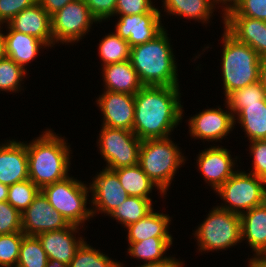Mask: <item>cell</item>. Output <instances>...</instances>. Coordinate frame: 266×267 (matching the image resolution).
Here are the masks:
<instances>
[{"label":"cell","mask_w":266,"mask_h":267,"mask_svg":"<svg viewBox=\"0 0 266 267\" xmlns=\"http://www.w3.org/2000/svg\"><path fill=\"white\" fill-rule=\"evenodd\" d=\"M179 89L172 86H143L135 94L132 131L140 140L170 137L183 118Z\"/></svg>","instance_id":"cell-1"},{"label":"cell","mask_w":266,"mask_h":267,"mask_svg":"<svg viewBox=\"0 0 266 267\" xmlns=\"http://www.w3.org/2000/svg\"><path fill=\"white\" fill-rule=\"evenodd\" d=\"M166 31L131 47L129 60L144 86L179 87L177 64Z\"/></svg>","instance_id":"cell-2"},{"label":"cell","mask_w":266,"mask_h":267,"mask_svg":"<svg viewBox=\"0 0 266 267\" xmlns=\"http://www.w3.org/2000/svg\"><path fill=\"white\" fill-rule=\"evenodd\" d=\"M67 144L49 129L27 143L29 179L40 190L69 176L71 148Z\"/></svg>","instance_id":"cell-3"},{"label":"cell","mask_w":266,"mask_h":267,"mask_svg":"<svg viewBox=\"0 0 266 267\" xmlns=\"http://www.w3.org/2000/svg\"><path fill=\"white\" fill-rule=\"evenodd\" d=\"M222 37L221 64L226 98L234 90L259 81L261 58L255 50L238 41L225 28Z\"/></svg>","instance_id":"cell-4"},{"label":"cell","mask_w":266,"mask_h":267,"mask_svg":"<svg viewBox=\"0 0 266 267\" xmlns=\"http://www.w3.org/2000/svg\"><path fill=\"white\" fill-rule=\"evenodd\" d=\"M184 161L182 152L169 137L142 140L138 165L164 194Z\"/></svg>","instance_id":"cell-5"},{"label":"cell","mask_w":266,"mask_h":267,"mask_svg":"<svg viewBox=\"0 0 266 267\" xmlns=\"http://www.w3.org/2000/svg\"><path fill=\"white\" fill-rule=\"evenodd\" d=\"M72 177L44 186L41 191L49 203L68 221L69 224L83 226L93 217L91 208H87L90 188ZM89 190V191H88Z\"/></svg>","instance_id":"cell-6"},{"label":"cell","mask_w":266,"mask_h":267,"mask_svg":"<svg viewBox=\"0 0 266 267\" xmlns=\"http://www.w3.org/2000/svg\"><path fill=\"white\" fill-rule=\"evenodd\" d=\"M194 234L199 252L226 250L242 241L240 214L213 207Z\"/></svg>","instance_id":"cell-7"},{"label":"cell","mask_w":266,"mask_h":267,"mask_svg":"<svg viewBox=\"0 0 266 267\" xmlns=\"http://www.w3.org/2000/svg\"><path fill=\"white\" fill-rule=\"evenodd\" d=\"M222 205L221 209L236 214L252 209L265 203V180L245 171H237L217 190ZM229 203V204H228Z\"/></svg>","instance_id":"cell-8"},{"label":"cell","mask_w":266,"mask_h":267,"mask_svg":"<svg viewBox=\"0 0 266 267\" xmlns=\"http://www.w3.org/2000/svg\"><path fill=\"white\" fill-rule=\"evenodd\" d=\"M100 133L97 144L107 162L106 169L115 170L138 164L142 140L133 131L102 125Z\"/></svg>","instance_id":"cell-9"},{"label":"cell","mask_w":266,"mask_h":267,"mask_svg":"<svg viewBox=\"0 0 266 267\" xmlns=\"http://www.w3.org/2000/svg\"><path fill=\"white\" fill-rule=\"evenodd\" d=\"M93 22L98 23L83 0L68 3L51 16L53 45L59 41L62 44L78 42L90 31Z\"/></svg>","instance_id":"cell-10"},{"label":"cell","mask_w":266,"mask_h":267,"mask_svg":"<svg viewBox=\"0 0 266 267\" xmlns=\"http://www.w3.org/2000/svg\"><path fill=\"white\" fill-rule=\"evenodd\" d=\"M21 216L22 232L27 236H37L42 232L60 230L70 225L62 214L53 208L41 190Z\"/></svg>","instance_id":"cell-11"},{"label":"cell","mask_w":266,"mask_h":267,"mask_svg":"<svg viewBox=\"0 0 266 267\" xmlns=\"http://www.w3.org/2000/svg\"><path fill=\"white\" fill-rule=\"evenodd\" d=\"M92 193V214L96 212L110 215L129 195L122 187L117 174L113 170L104 168L93 177L89 186ZM95 207V208H94ZM94 208V209H93Z\"/></svg>","instance_id":"cell-12"},{"label":"cell","mask_w":266,"mask_h":267,"mask_svg":"<svg viewBox=\"0 0 266 267\" xmlns=\"http://www.w3.org/2000/svg\"><path fill=\"white\" fill-rule=\"evenodd\" d=\"M161 22V12L157 8L147 14L123 15L116 23L115 33L133 47L158 35L164 29Z\"/></svg>","instance_id":"cell-13"},{"label":"cell","mask_w":266,"mask_h":267,"mask_svg":"<svg viewBox=\"0 0 266 267\" xmlns=\"http://www.w3.org/2000/svg\"><path fill=\"white\" fill-rule=\"evenodd\" d=\"M225 111L218 107L206 109L199 112L193 117H190L188 125L190 136L195 139L206 141H220L227 136L235 126L234 117L230 108Z\"/></svg>","instance_id":"cell-14"},{"label":"cell","mask_w":266,"mask_h":267,"mask_svg":"<svg viewBox=\"0 0 266 267\" xmlns=\"http://www.w3.org/2000/svg\"><path fill=\"white\" fill-rule=\"evenodd\" d=\"M103 116L102 125L132 131L135 111V95L104 91L97 99Z\"/></svg>","instance_id":"cell-15"},{"label":"cell","mask_w":266,"mask_h":267,"mask_svg":"<svg viewBox=\"0 0 266 267\" xmlns=\"http://www.w3.org/2000/svg\"><path fill=\"white\" fill-rule=\"evenodd\" d=\"M77 230H80L79 226L70 224L66 228L37 235L49 261L64 263L67 266L70 264L77 249L84 242L82 237H74Z\"/></svg>","instance_id":"cell-16"},{"label":"cell","mask_w":266,"mask_h":267,"mask_svg":"<svg viewBox=\"0 0 266 267\" xmlns=\"http://www.w3.org/2000/svg\"><path fill=\"white\" fill-rule=\"evenodd\" d=\"M197 157L198 168L214 191L236 172L233 168L237 160L231 157L230 151L226 148L211 146L200 152Z\"/></svg>","instance_id":"cell-17"},{"label":"cell","mask_w":266,"mask_h":267,"mask_svg":"<svg viewBox=\"0 0 266 267\" xmlns=\"http://www.w3.org/2000/svg\"><path fill=\"white\" fill-rule=\"evenodd\" d=\"M29 179L27 143L7 140L0 146V182L11 186Z\"/></svg>","instance_id":"cell-18"},{"label":"cell","mask_w":266,"mask_h":267,"mask_svg":"<svg viewBox=\"0 0 266 267\" xmlns=\"http://www.w3.org/2000/svg\"><path fill=\"white\" fill-rule=\"evenodd\" d=\"M8 25L14 31L34 36L42 40L48 47H53L51 16L38 1L14 16Z\"/></svg>","instance_id":"cell-19"},{"label":"cell","mask_w":266,"mask_h":267,"mask_svg":"<svg viewBox=\"0 0 266 267\" xmlns=\"http://www.w3.org/2000/svg\"><path fill=\"white\" fill-rule=\"evenodd\" d=\"M225 29L238 41L249 45L260 58L266 57V21L249 17H223Z\"/></svg>","instance_id":"cell-20"},{"label":"cell","mask_w":266,"mask_h":267,"mask_svg":"<svg viewBox=\"0 0 266 267\" xmlns=\"http://www.w3.org/2000/svg\"><path fill=\"white\" fill-rule=\"evenodd\" d=\"M105 91L135 95L144 85L130 60L102 66Z\"/></svg>","instance_id":"cell-21"},{"label":"cell","mask_w":266,"mask_h":267,"mask_svg":"<svg viewBox=\"0 0 266 267\" xmlns=\"http://www.w3.org/2000/svg\"><path fill=\"white\" fill-rule=\"evenodd\" d=\"M240 222L241 239L248 241L254 255H262L266 251V202L243 212Z\"/></svg>","instance_id":"cell-22"},{"label":"cell","mask_w":266,"mask_h":267,"mask_svg":"<svg viewBox=\"0 0 266 267\" xmlns=\"http://www.w3.org/2000/svg\"><path fill=\"white\" fill-rule=\"evenodd\" d=\"M7 27L8 31L4 34L6 57L27 71L25 66L38 56L39 50L43 46L45 48L47 45L34 36L14 31L9 25Z\"/></svg>","instance_id":"cell-23"},{"label":"cell","mask_w":266,"mask_h":267,"mask_svg":"<svg viewBox=\"0 0 266 267\" xmlns=\"http://www.w3.org/2000/svg\"><path fill=\"white\" fill-rule=\"evenodd\" d=\"M170 221V216L151 210L144 218L126 227L128 242H139L150 237H172L168 232Z\"/></svg>","instance_id":"cell-24"},{"label":"cell","mask_w":266,"mask_h":267,"mask_svg":"<svg viewBox=\"0 0 266 267\" xmlns=\"http://www.w3.org/2000/svg\"><path fill=\"white\" fill-rule=\"evenodd\" d=\"M164 10L169 15L184 16L185 18L207 22L212 16L215 4L220 0H163Z\"/></svg>","instance_id":"cell-25"},{"label":"cell","mask_w":266,"mask_h":267,"mask_svg":"<svg viewBox=\"0 0 266 267\" xmlns=\"http://www.w3.org/2000/svg\"><path fill=\"white\" fill-rule=\"evenodd\" d=\"M113 171L117 174L122 187L129 196L151 199L149 194L155 186V188L160 191L161 196L163 195V197H165V194L147 176L138 164L135 166L122 167Z\"/></svg>","instance_id":"cell-26"},{"label":"cell","mask_w":266,"mask_h":267,"mask_svg":"<svg viewBox=\"0 0 266 267\" xmlns=\"http://www.w3.org/2000/svg\"><path fill=\"white\" fill-rule=\"evenodd\" d=\"M237 123L241 124L249 141L266 139V101L265 103L244 104L237 115Z\"/></svg>","instance_id":"cell-27"},{"label":"cell","mask_w":266,"mask_h":267,"mask_svg":"<svg viewBox=\"0 0 266 267\" xmlns=\"http://www.w3.org/2000/svg\"><path fill=\"white\" fill-rule=\"evenodd\" d=\"M172 237H150L139 242H128V253L131 257L147 262H156L163 260H177L175 258L163 255L167 249L172 246Z\"/></svg>","instance_id":"cell-28"},{"label":"cell","mask_w":266,"mask_h":267,"mask_svg":"<svg viewBox=\"0 0 266 267\" xmlns=\"http://www.w3.org/2000/svg\"><path fill=\"white\" fill-rule=\"evenodd\" d=\"M152 208V199L129 196L109 216L127 227L144 218Z\"/></svg>","instance_id":"cell-29"},{"label":"cell","mask_w":266,"mask_h":267,"mask_svg":"<svg viewBox=\"0 0 266 267\" xmlns=\"http://www.w3.org/2000/svg\"><path fill=\"white\" fill-rule=\"evenodd\" d=\"M99 56L103 61L102 66L129 60L131 47L115 32L105 35L99 43Z\"/></svg>","instance_id":"cell-30"},{"label":"cell","mask_w":266,"mask_h":267,"mask_svg":"<svg viewBox=\"0 0 266 267\" xmlns=\"http://www.w3.org/2000/svg\"><path fill=\"white\" fill-rule=\"evenodd\" d=\"M225 101L235 118V114L237 115L244 109V104L265 103L266 91L261 82L257 81L244 88L234 90L226 97Z\"/></svg>","instance_id":"cell-31"},{"label":"cell","mask_w":266,"mask_h":267,"mask_svg":"<svg viewBox=\"0 0 266 267\" xmlns=\"http://www.w3.org/2000/svg\"><path fill=\"white\" fill-rule=\"evenodd\" d=\"M48 257L37 236L25 235L16 267H46Z\"/></svg>","instance_id":"cell-32"},{"label":"cell","mask_w":266,"mask_h":267,"mask_svg":"<svg viewBox=\"0 0 266 267\" xmlns=\"http://www.w3.org/2000/svg\"><path fill=\"white\" fill-rule=\"evenodd\" d=\"M68 267H123L122 263L109 258L84 241L77 249Z\"/></svg>","instance_id":"cell-33"},{"label":"cell","mask_w":266,"mask_h":267,"mask_svg":"<svg viewBox=\"0 0 266 267\" xmlns=\"http://www.w3.org/2000/svg\"><path fill=\"white\" fill-rule=\"evenodd\" d=\"M222 11L223 17H249L266 21V0H230Z\"/></svg>","instance_id":"cell-34"},{"label":"cell","mask_w":266,"mask_h":267,"mask_svg":"<svg viewBox=\"0 0 266 267\" xmlns=\"http://www.w3.org/2000/svg\"><path fill=\"white\" fill-rule=\"evenodd\" d=\"M39 192L40 189L30 179H26L9 186L7 202L23 213Z\"/></svg>","instance_id":"cell-35"},{"label":"cell","mask_w":266,"mask_h":267,"mask_svg":"<svg viewBox=\"0 0 266 267\" xmlns=\"http://www.w3.org/2000/svg\"><path fill=\"white\" fill-rule=\"evenodd\" d=\"M26 70L8 57L0 60V90L17 92L21 90V82ZM19 89V90H18Z\"/></svg>","instance_id":"cell-36"},{"label":"cell","mask_w":266,"mask_h":267,"mask_svg":"<svg viewBox=\"0 0 266 267\" xmlns=\"http://www.w3.org/2000/svg\"><path fill=\"white\" fill-rule=\"evenodd\" d=\"M24 236L23 232L0 235V267H16Z\"/></svg>","instance_id":"cell-37"},{"label":"cell","mask_w":266,"mask_h":267,"mask_svg":"<svg viewBox=\"0 0 266 267\" xmlns=\"http://www.w3.org/2000/svg\"><path fill=\"white\" fill-rule=\"evenodd\" d=\"M22 232V216L7 201L0 202V235Z\"/></svg>","instance_id":"cell-38"},{"label":"cell","mask_w":266,"mask_h":267,"mask_svg":"<svg viewBox=\"0 0 266 267\" xmlns=\"http://www.w3.org/2000/svg\"><path fill=\"white\" fill-rule=\"evenodd\" d=\"M253 169L250 174L266 180V139L250 141Z\"/></svg>","instance_id":"cell-39"},{"label":"cell","mask_w":266,"mask_h":267,"mask_svg":"<svg viewBox=\"0 0 266 267\" xmlns=\"http://www.w3.org/2000/svg\"><path fill=\"white\" fill-rule=\"evenodd\" d=\"M154 8L151 0H117L115 15L147 14Z\"/></svg>","instance_id":"cell-40"},{"label":"cell","mask_w":266,"mask_h":267,"mask_svg":"<svg viewBox=\"0 0 266 267\" xmlns=\"http://www.w3.org/2000/svg\"><path fill=\"white\" fill-rule=\"evenodd\" d=\"M38 0H0V25L8 24L10 20L24 9L32 6Z\"/></svg>","instance_id":"cell-41"},{"label":"cell","mask_w":266,"mask_h":267,"mask_svg":"<svg viewBox=\"0 0 266 267\" xmlns=\"http://www.w3.org/2000/svg\"><path fill=\"white\" fill-rule=\"evenodd\" d=\"M92 16L100 23L115 16L117 0H83Z\"/></svg>","instance_id":"cell-42"},{"label":"cell","mask_w":266,"mask_h":267,"mask_svg":"<svg viewBox=\"0 0 266 267\" xmlns=\"http://www.w3.org/2000/svg\"><path fill=\"white\" fill-rule=\"evenodd\" d=\"M72 1L75 0H38L39 4L50 16L58 12Z\"/></svg>","instance_id":"cell-43"},{"label":"cell","mask_w":266,"mask_h":267,"mask_svg":"<svg viewBox=\"0 0 266 267\" xmlns=\"http://www.w3.org/2000/svg\"><path fill=\"white\" fill-rule=\"evenodd\" d=\"M183 262L178 260H163L156 262H147L138 267H182Z\"/></svg>","instance_id":"cell-44"},{"label":"cell","mask_w":266,"mask_h":267,"mask_svg":"<svg viewBox=\"0 0 266 267\" xmlns=\"http://www.w3.org/2000/svg\"><path fill=\"white\" fill-rule=\"evenodd\" d=\"M259 81L266 91V57L261 58Z\"/></svg>","instance_id":"cell-45"},{"label":"cell","mask_w":266,"mask_h":267,"mask_svg":"<svg viewBox=\"0 0 266 267\" xmlns=\"http://www.w3.org/2000/svg\"><path fill=\"white\" fill-rule=\"evenodd\" d=\"M248 267H266V259L262 255H254L249 260Z\"/></svg>","instance_id":"cell-46"},{"label":"cell","mask_w":266,"mask_h":267,"mask_svg":"<svg viewBox=\"0 0 266 267\" xmlns=\"http://www.w3.org/2000/svg\"><path fill=\"white\" fill-rule=\"evenodd\" d=\"M1 28V25H0ZM6 57L5 37L0 29V60Z\"/></svg>","instance_id":"cell-47"},{"label":"cell","mask_w":266,"mask_h":267,"mask_svg":"<svg viewBox=\"0 0 266 267\" xmlns=\"http://www.w3.org/2000/svg\"><path fill=\"white\" fill-rule=\"evenodd\" d=\"M9 186L0 182V202L7 201Z\"/></svg>","instance_id":"cell-48"},{"label":"cell","mask_w":266,"mask_h":267,"mask_svg":"<svg viewBox=\"0 0 266 267\" xmlns=\"http://www.w3.org/2000/svg\"><path fill=\"white\" fill-rule=\"evenodd\" d=\"M46 267H68V266L64 263L48 261Z\"/></svg>","instance_id":"cell-49"},{"label":"cell","mask_w":266,"mask_h":267,"mask_svg":"<svg viewBox=\"0 0 266 267\" xmlns=\"http://www.w3.org/2000/svg\"><path fill=\"white\" fill-rule=\"evenodd\" d=\"M221 1V5H222V7H224L223 5H226V4H228V2L230 1V0H220Z\"/></svg>","instance_id":"cell-50"},{"label":"cell","mask_w":266,"mask_h":267,"mask_svg":"<svg viewBox=\"0 0 266 267\" xmlns=\"http://www.w3.org/2000/svg\"><path fill=\"white\" fill-rule=\"evenodd\" d=\"M265 202H266V180H265Z\"/></svg>","instance_id":"cell-51"},{"label":"cell","mask_w":266,"mask_h":267,"mask_svg":"<svg viewBox=\"0 0 266 267\" xmlns=\"http://www.w3.org/2000/svg\"><path fill=\"white\" fill-rule=\"evenodd\" d=\"M262 256L266 259V251L262 254Z\"/></svg>","instance_id":"cell-52"}]
</instances>
